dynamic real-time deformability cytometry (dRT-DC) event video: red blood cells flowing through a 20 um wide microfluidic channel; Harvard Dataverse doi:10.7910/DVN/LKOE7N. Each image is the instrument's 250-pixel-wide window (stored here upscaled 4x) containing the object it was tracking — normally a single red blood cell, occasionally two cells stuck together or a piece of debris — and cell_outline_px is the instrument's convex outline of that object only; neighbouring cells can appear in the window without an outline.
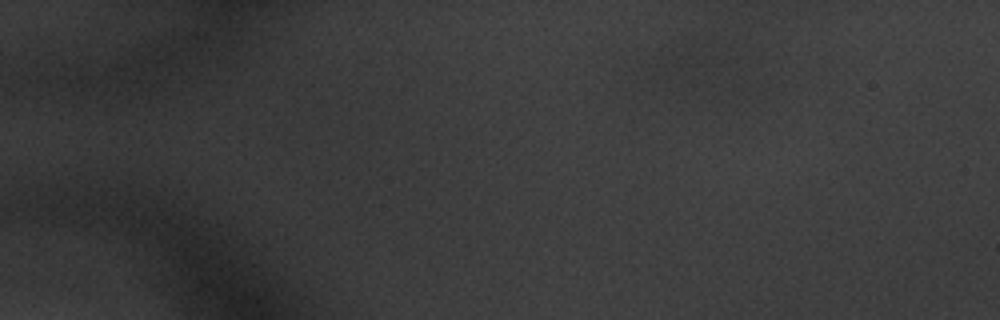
{"species": "common noctule bat (a hibernating species)", "species_latin": "Nyctalus noctula", "temperature_condition": "warm", "stored_images_in_passage": 9, "segment_of_instrument_passage": [2, 2], "camera_frame_rate_fps": 3000, "um_per_image_px": 0.085, "animal": {"sex": "male", "body_mass_g": 20.1, "forearm_length_mm": 53.5}, "frame": {"image": 1, "passage_image": 4, "time_ms": 1.0, "image_size_px": [1000, 320], "cell_outline_px": [[732, 36], [728, 60], [704, 72], [668, 88], [648, 72], [652, 56], [684, 36]], "centroid_in_image_um": [58.58, 4.95], "position_along_channel_um": 26.4, "area_um2": 20.23}}